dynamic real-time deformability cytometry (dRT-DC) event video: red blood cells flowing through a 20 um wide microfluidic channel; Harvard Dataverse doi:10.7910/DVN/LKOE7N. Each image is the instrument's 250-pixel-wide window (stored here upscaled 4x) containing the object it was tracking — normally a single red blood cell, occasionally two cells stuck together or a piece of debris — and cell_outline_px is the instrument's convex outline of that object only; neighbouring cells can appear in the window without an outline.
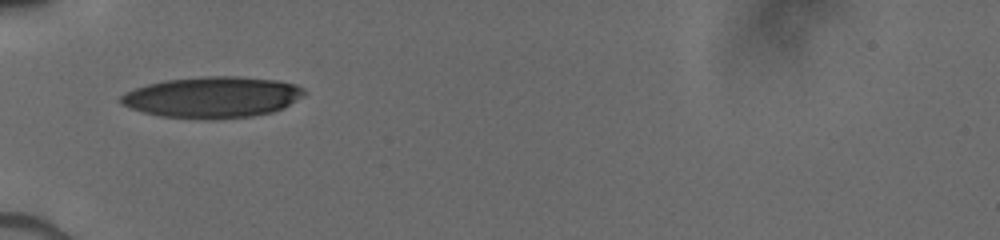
{"species": "human", "species_latin": "Homo sapiens", "temperature_condition": "cold", "stored_images_in_passage": 21, "camera_frame_rate_fps": 3000, "um_per_image_px": 0.085, "donor": {"sex": "male"}, "frame": {"image": 1, "passage_image": 2, "time_ms": 0.667, "image_size_px": [1000, 240], "cell_outline_px": [[308, 92], [304, 96], [284, 108], [272, 112], [252, 116], [216, 120], [204, 120], [160, 116], [144, 112], [120, 104], [120, 96], [124, 92], [148, 84], [164, 80], [208, 76], [240, 76], [276, 80], [296, 84], [304, 88]], "centroid_in_image_um": [18.09, 8.27], "position_along_channel_um": 66.9, "area_um2": 44.45}}
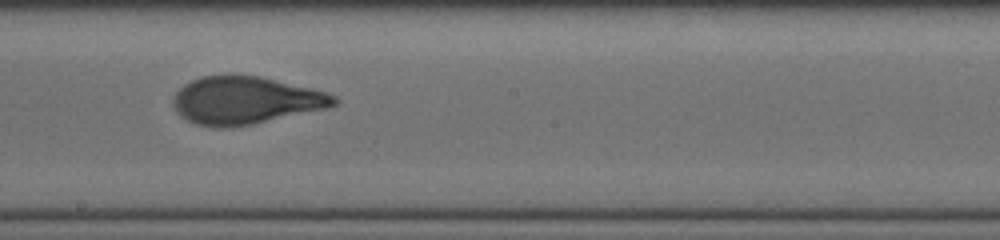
{"frame": {"image": 2, "passage_image": 9, "time_ms": 4.667, "image_size_px": [1000, 240], "cell_outline_px": [[340, 100], [336, 104], [328, 108], [252, 124], [224, 128], [216, 128], [196, 124], [180, 116], [172, 104], [172, 100], [176, 92], [184, 84], [200, 76], [232, 72], [260, 76], [324, 92], [336, 96]], "centroid_in_image_um": [20.82, 8.51], "position_along_channel_um": 227.4, "area_um2": 45.08}}
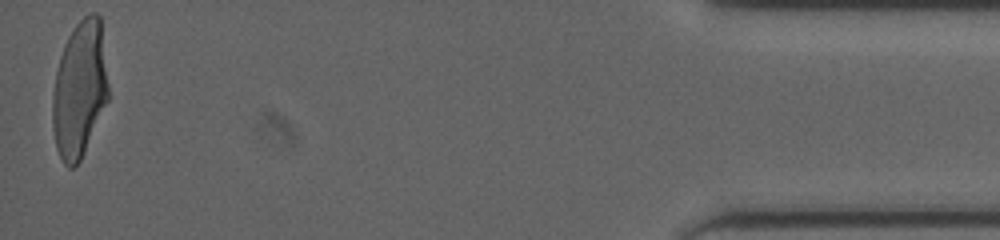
{"frame": {"image": 3, "passage_image": 21, "time_ms": 11.333, "image_size_px": [1000, 240], "cell_outline_px": [[108, 100], [84, 152], [80, 160], [72, 168], [68, 168], [64, 164], [56, 148], [52, 128], [52, 100], [56, 72], [60, 56], [64, 44], [68, 36], [76, 24], [84, 16], [92, 12], [96, 12], [100, 16], [108, 84]], "centroid_in_image_um": [6.75, 7.6], "position_along_channel_um": 428.4, "area_um2": 44.22}}